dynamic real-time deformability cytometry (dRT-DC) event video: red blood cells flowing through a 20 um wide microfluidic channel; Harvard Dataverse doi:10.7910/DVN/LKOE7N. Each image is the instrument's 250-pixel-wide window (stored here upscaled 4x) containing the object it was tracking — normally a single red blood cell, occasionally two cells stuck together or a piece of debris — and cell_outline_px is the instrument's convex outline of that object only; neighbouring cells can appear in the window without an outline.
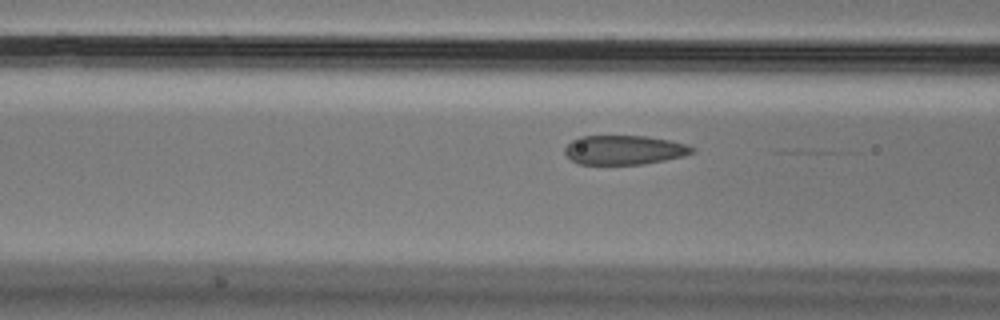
{"species": "Egyptian fruit bat (a non-hibernating species)", "species_latin": "Rousettus aegyptiacus", "temperature_condition": "cold", "stored_images_in_passage": 27, "camera_frame_rate_fps": 3000, "um_per_image_px": 0.085, "animal": {"sex": "male"}, "frame": {"image": 1, "passage_image": 17, "time_ms": 5.333, "image_size_px": [1000, 320], "cell_outline_px": [[696, 152], [684, 156], [644, 164], [580, 164], [572, 160], [564, 152], [564, 148], [572, 140], [580, 136], [648, 136], [688, 144], [696, 148]], "centroid_in_image_um": [53.1, 12.74], "position_along_channel_um": 113.5, "area_um2": 21.79}}
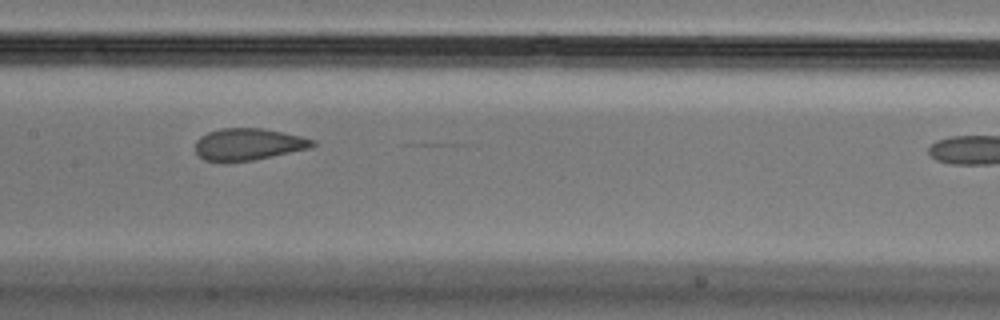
{"frame": {"image": 2, "passage_image": 23, "time_ms": 7.333, "image_size_px": [1000, 320], "cell_outline_px": [[316, 144], [312, 148], [252, 160], [224, 164], [204, 160], [196, 156], [196, 140], [200, 136], [208, 132], [220, 128], [260, 128], [300, 136], [316, 140]], "centroid_in_image_um": [21.05, 12.29], "position_along_channel_um": 186.3, "area_um2": 22.2}}
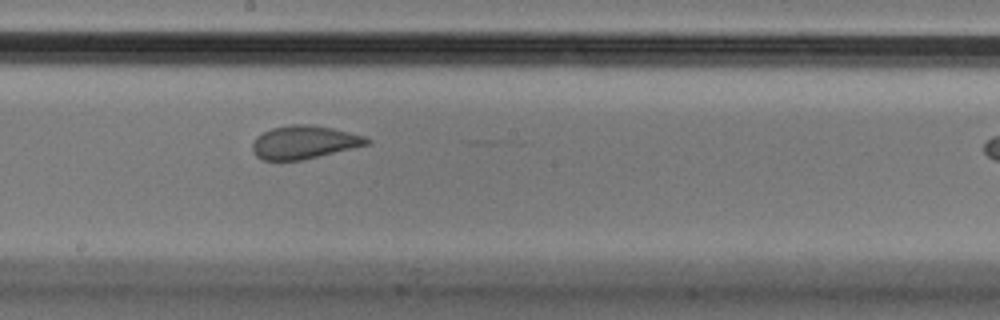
{"frame": {"image": 3, "passage_image": 26, "time_ms": 8.333, "image_size_px": [1000, 320], "cell_outline_px": [[372, 144], [304, 160], [264, 160], [256, 156], [252, 152], [252, 144], [256, 136], [272, 128], [292, 124], [308, 124], [332, 128], [364, 136], [372, 140]], "centroid_in_image_um": [25.87, 12.1], "position_along_channel_um": 222.3, "area_um2": 22.31}}